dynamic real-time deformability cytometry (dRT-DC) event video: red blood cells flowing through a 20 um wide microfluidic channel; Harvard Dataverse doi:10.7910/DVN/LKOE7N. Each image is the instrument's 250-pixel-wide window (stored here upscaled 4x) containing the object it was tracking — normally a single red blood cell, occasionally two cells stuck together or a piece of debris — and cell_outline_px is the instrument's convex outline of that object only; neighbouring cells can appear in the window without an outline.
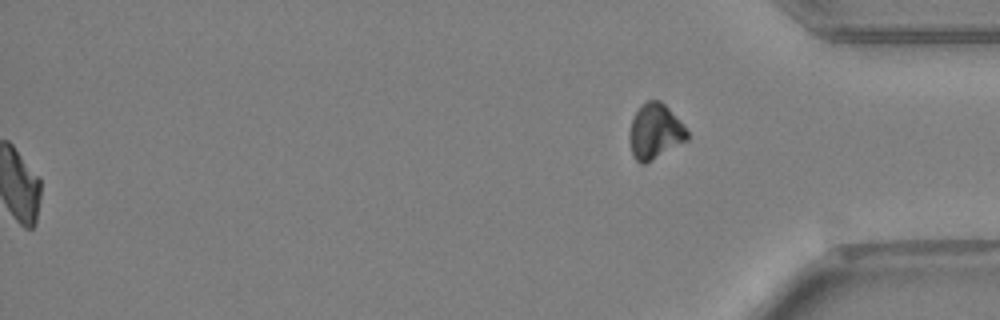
{"species": "Egyptian fruit bat (a non-hibernating species)", "species_latin": "Rousettus aegyptiacus", "temperature_condition": "warm", "stored_images_in_passage": 54, "segment_of_instrument_passage": [2, 2], "camera_frame_rate_fps": 3000, "um_per_image_px": 0.085, "animal": {"sex": "female"}, "frame": {"image": 1, "passage_image": 54, "time_ms": 17.667, "image_size_px": [1000, 320], "cell_outline_px": [[688, 140], [644, 164], [640, 164], [632, 156], [628, 136], [628, 132], [632, 120], [640, 104], [648, 100], [660, 100], [668, 108], [688, 132]], "centroid_in_image_um": [55.63, 11.18], "position_along_channel_um": 379.6, "area_um2": 18.5}}